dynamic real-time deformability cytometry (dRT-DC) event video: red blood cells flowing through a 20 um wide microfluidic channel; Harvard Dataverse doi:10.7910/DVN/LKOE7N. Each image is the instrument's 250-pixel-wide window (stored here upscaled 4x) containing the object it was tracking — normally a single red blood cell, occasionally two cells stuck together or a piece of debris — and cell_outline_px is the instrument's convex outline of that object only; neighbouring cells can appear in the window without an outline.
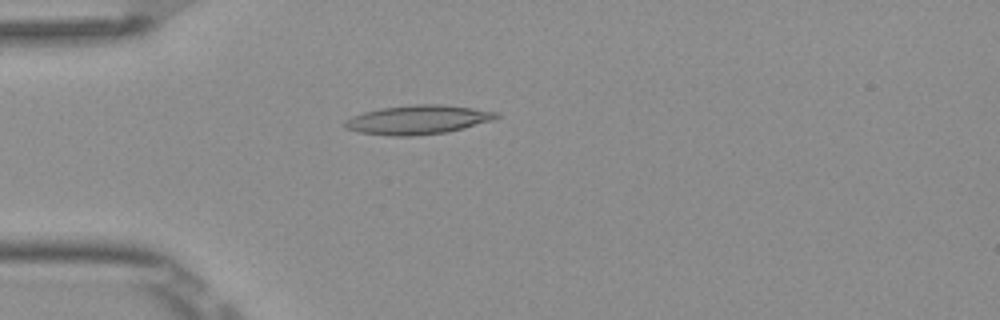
{"species": "Egyptian fruit bat (a non-hibernating species)", "species_latin": "Rousettus aegyptiacus", "temperature_condition": "room temperature", "stored_images_in_passage": 5, "camera_frame_rate_fps": 3000, "um_per_image_px": 0.085, "frame": {"image": 1, "passage_image": 4, "time_ms": 1.0, "image_size_px": [1000, 320], "cell_outline_px": [[500, 116], [492, 120], [464, 128], [448, 132], [412, 136], [392, 136], [360, 132], [344, 128], [344, 120], [352, 116], [364, 112], [380, 108], [416, 104], [436, 104], [472, 108], [500, 112]], "centroid_in_image_um": [35.51, 10.18], "position_along_channel_um": 49.5, "area_um2": 25.61}}